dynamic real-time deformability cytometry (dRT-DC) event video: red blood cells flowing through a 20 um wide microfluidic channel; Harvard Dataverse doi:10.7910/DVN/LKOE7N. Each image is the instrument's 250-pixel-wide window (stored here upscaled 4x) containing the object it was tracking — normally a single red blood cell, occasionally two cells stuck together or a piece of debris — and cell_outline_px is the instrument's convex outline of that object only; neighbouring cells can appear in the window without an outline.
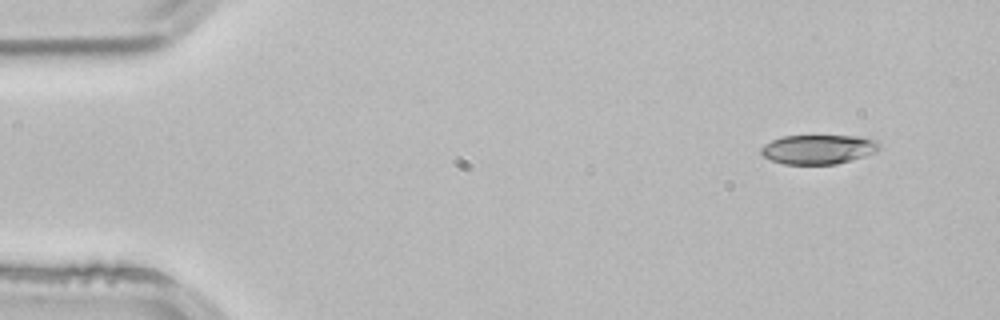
{"species": "common noctule bat (a hibernating species)", "species_latin": "Nyctalus noctula", "temperature_condition": "room temperature", "stored_images_in_passage": 3, "camera_frame_rate_fps": 3000, "um_per_image_px": 0.085, "animal": {"sex": "male", "body_mass_g": 21.5, "forearm_length_mm": 52.0}, "frame": {"image": 1, "passage_image": 1, "time_ms": 0.0, "image_size_px": [1000, 320], "cell_outline_px": [[880, 148], [876, 152], [852, 160], [836, 164], [784, 164], [772, 160], [764, 156], [760, 152], [760, 148], [764, 144], [772, 140], [784, 136], [860, 136], [876, 140], [880, 144]], "centroid_in_image_um": [69.57, 12.69], "position_along_channel_um": 15.4, "area_um2": 20.23}}
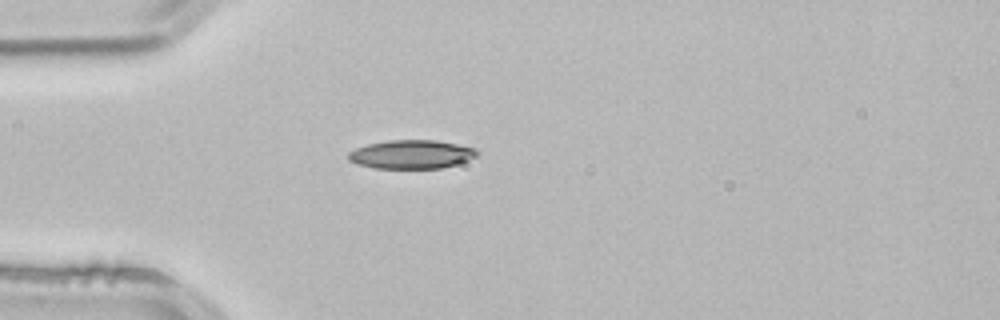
{"frame": {"image": 2, "passage_image": 3, "time_ms": 0.667, "image_size_px": [1000, 320], "cell_outline_px": [[480, 152], [476, 156], [468, 160], [444, 168], [376, 168], [356, 164], [348, 160], [348, 152], [356, 148], [368, 144], [388, 140], [436, 140], [476, 148]], "centroid_in_image_um": [34.97, 13.12], "position_along_channel_um": 50.0, "area_um2": 21.56}}